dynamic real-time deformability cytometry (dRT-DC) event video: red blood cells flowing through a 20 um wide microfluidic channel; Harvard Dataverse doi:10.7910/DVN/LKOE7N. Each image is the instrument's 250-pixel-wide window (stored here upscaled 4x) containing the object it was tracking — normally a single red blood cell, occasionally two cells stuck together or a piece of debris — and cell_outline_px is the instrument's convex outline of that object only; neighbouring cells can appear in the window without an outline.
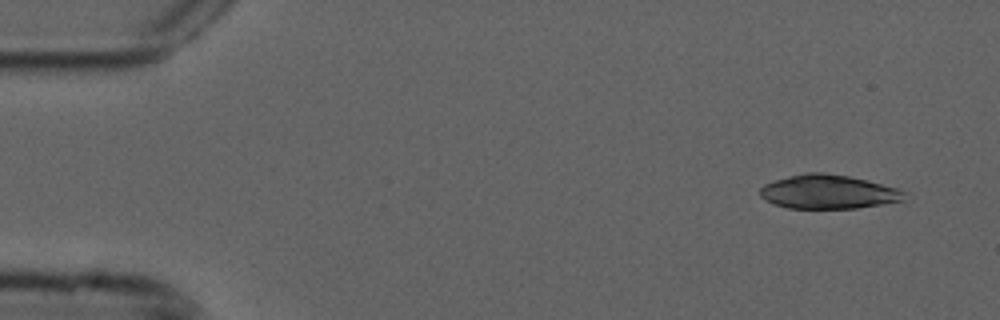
{"species": "common noctule bat (a hibernating species)", "species_latin": "Nyctalus noctula", "temperature_condition": "cold", "stored_images_in_passage": 4, "camera_frame_rate_fps": 3000, "um_per_image_px": 0.085, "animal": {"sex": "male", "forearm_length_mm": 52.5}, "frame": {"image": 1, "passage_image": 1, "time_ms": 0.0, "image_size_px": [1000, 320], "cell_outline_px": [[908, 192], [904, 200], [856, 208], [788, 208], [772, 204], [760, 196], [760, 188], [764, 184], [776, 180], [804, 172], [824, 172], [848, 176], [868, 180], [896, 188]], "centroid_in_image_um": [70.4, 16.3], "position_along_channel_um": 14.6, "area_um2": 28.55}}
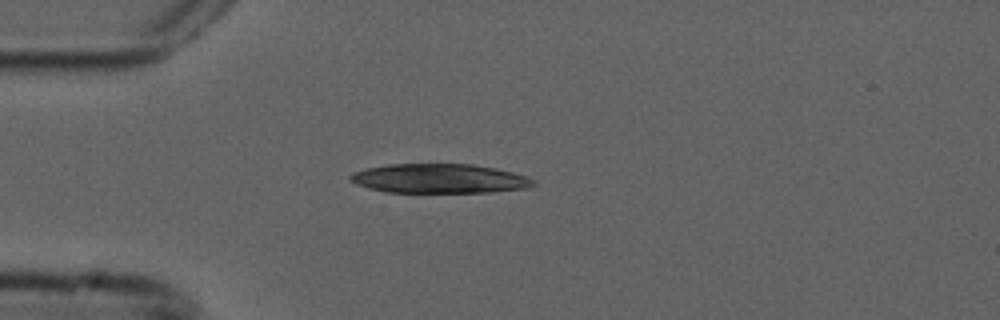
{"frame": {"image": 2, "passage_image": 4, "time_ms": 1.0, "image_size_px": [1000, 320], "cell_outline_px": [[536, 184], [528, 188], [488, 192], [384, 192], [368, 188], [356, 184], [348, 180], [348, 176], [352, 172], [368, 168], [388, 164], [472, 164], [496, 168], [528, 176], [536, 180]], "centroid_in_image_um": [37.35, 15.18], "position_along_channel_um": 47.7, "area_um2": 31.5}}